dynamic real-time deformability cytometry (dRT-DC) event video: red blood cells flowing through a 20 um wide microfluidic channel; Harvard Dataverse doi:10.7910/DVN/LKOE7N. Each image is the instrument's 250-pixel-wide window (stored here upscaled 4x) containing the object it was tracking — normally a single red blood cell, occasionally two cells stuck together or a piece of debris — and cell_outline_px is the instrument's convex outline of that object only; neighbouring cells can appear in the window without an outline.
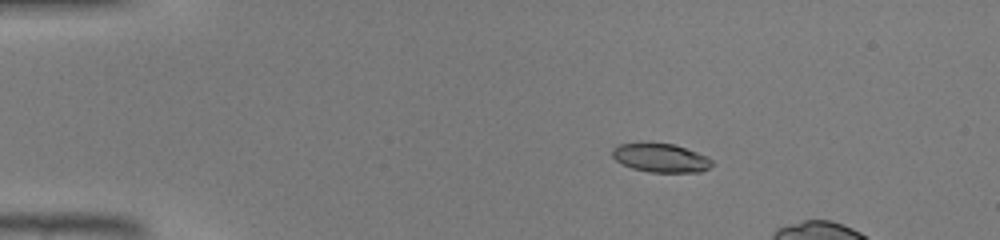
{"species": "common noctule bat (a hibernating species)", "species_latin": "Nyctalus noctula", "temperature_condition": "warm", "stored_images_in_passage": 15, "camera_frame_rate_fps": 3000, "um_per_image_px": 0.085, "animal": {"sex": "male", "body_mass_g": 19.0, "forearm_length_mm": 50.8}, "frame": {"image": 1, "passage_image": 9, "time_ms": 2.667, "image_size_px": [1000, 240], "cell_outline_px": [[712, 164], [708, 168], [700, 172], [648, 172], [632, 168], [616, 160], [612, 156], [612, 148], [620, 144], [640, 140], [648, 140], [676, 144], [708, 156], [712, 160]], "centroid_in_image_um": [56.13, 13.36], "position_along_channel_um": 28.9, "area_um2": 17.4}}